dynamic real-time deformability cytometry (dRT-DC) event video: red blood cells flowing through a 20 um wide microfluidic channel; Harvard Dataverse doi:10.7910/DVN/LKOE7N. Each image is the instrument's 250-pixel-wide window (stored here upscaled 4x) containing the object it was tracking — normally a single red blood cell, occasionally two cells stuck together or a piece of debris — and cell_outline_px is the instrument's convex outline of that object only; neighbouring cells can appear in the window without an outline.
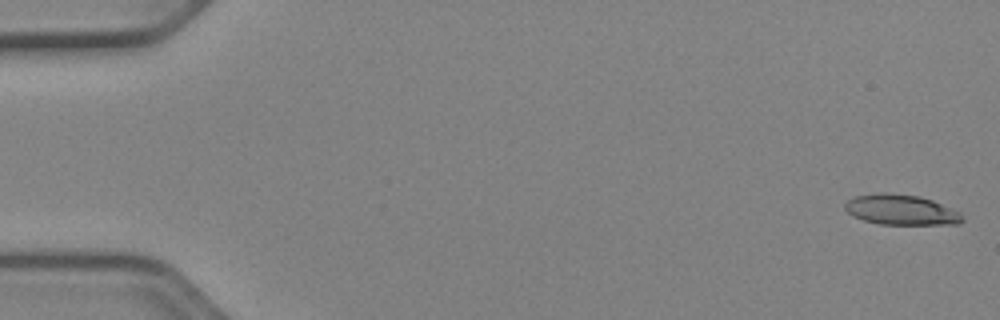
{"species": "Egyptian fruit bat (a non-hibernating species)", "species_latin": "Rousettus aegyptiacus", "temperature_condition": "cold", "stored_images_in_passage": 52, "camera_frame_rate_fps": 3000, "um_per_image_px": 0.085, "animal": {"sex": "female"}, "frame": {"image": 1, "passage_image": 1, "time_ms": 0.0, "image_size_px": [1000, 320], "cell_outline_px": [[964, 220], [960, 224], [880, 224], [864, 220], [852, 216], [844, 208], [844, 204], [848, 200], [856, 196], [880, 192], [892, 192], [920, 196], [932, 200], [960, 212]], "centroid_in_image_um": [76.58, 17.82], "position_along_channel_um": 8.4, "area_um2": 20.81}}
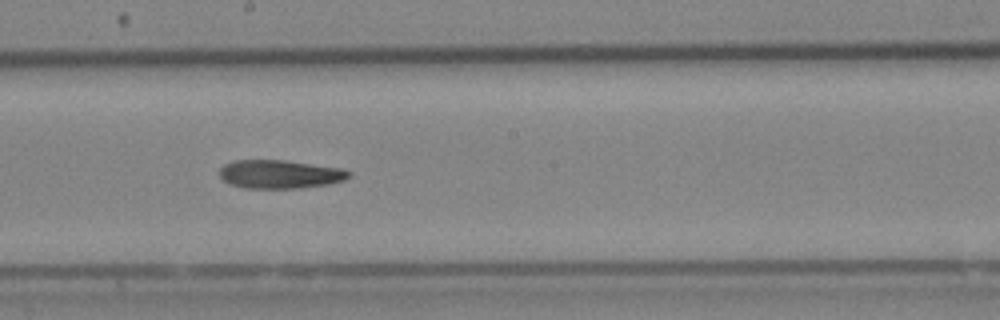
{"frame": {"image": 2, "passage_image": 29, "time_ms": 9.333, "image_size_px": [1000, 320], "cell_outline_px": [[352, 176], [344, 180], [328, 184], [300, 188], [244, 188], [228, 184], [220, 176], [220, 168], [224, 164], [232, 160], [284, 160], [340, 168], [352, 172]], "centroid_in_image_um": [23.78, 14.81], "position_along_channel_um": 224.4, "area_um2": 21.56}}
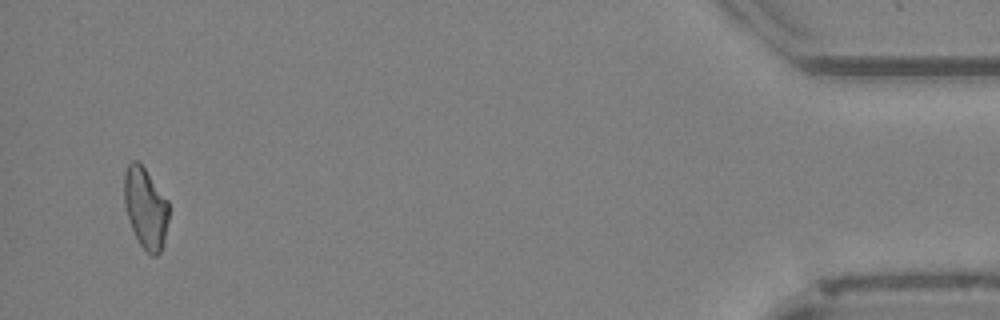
{"frame": {"image": 3, "passage_image": 50, "time_ms": 16.333, "image_size_px": [1000, 320], "cell_outline_px": [[168, 220], [164, 240], [160, 252], [156, 256], [152, 256], [140, 244], [132, 228], [124, 204], [124, 172], [128, 164], [132, 160], [136, 160], [144, 168], [168, 200]], "centroid_in_image_um": [12.37, 17.66], "position_along_channel_um": 422.8, "area_um2": 20.75}}